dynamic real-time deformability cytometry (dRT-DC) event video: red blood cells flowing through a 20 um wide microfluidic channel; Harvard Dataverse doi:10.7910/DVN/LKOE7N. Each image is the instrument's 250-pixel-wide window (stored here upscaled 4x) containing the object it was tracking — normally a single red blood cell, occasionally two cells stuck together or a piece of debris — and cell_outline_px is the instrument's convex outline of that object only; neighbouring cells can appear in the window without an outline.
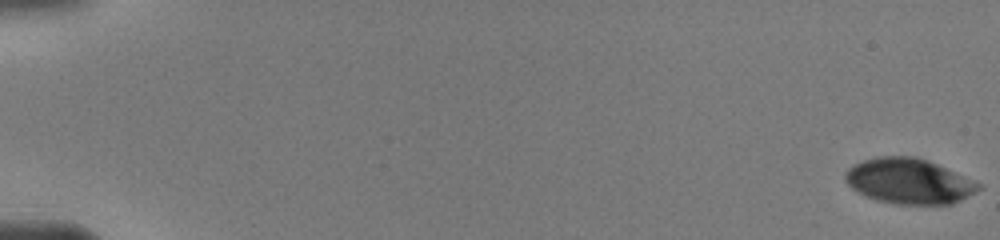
{"species": "human", "species_latin": "Homo sapiens", "temperature_condition": "warm", "stored_images_in_passage": 34, "camera_frame_rate_fps": 3000, "um_per_image_px": 0.085, "donor": {"sex": "male"}, "frame": {"image": 1, "passage_image": 1, "time_ms": 0.0, "image_size_px": [1000, 240], "cell_outline_px": [[984, 188], [952, 204], [896, 204], [876, 200], [852, 188], [844, 180], [844, 172], [852, 164], [876, 156], [916, 156], [976, 180], [984, 184]], "centroid_in_image_um": [77.29, 15.39], "position_along_channel_um": 7.7, "area_um2": 35.43}}
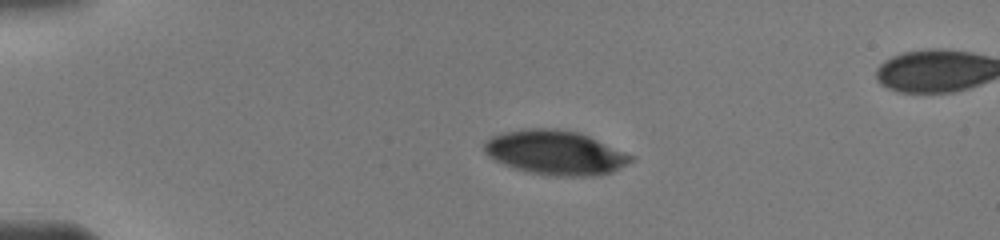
{"frame": {"image": 2, "passage_image": 29, "time_ms": 4.0, "image_size_px": [1000, 240], "cell_outline_px": [[632, 160], [612, 172], [596, 176], [552, 176], [528, 172], [504, 164], [488, 156], [484, 152], [484, 140], [488, 136], [504, 132], [528, 128], [552, 128], [580, 132], [632, 156]], "centroid_in_image_um": [47.14, 12.96], "position_along_channel_um": 37.9, "area_um2": 37.69}}
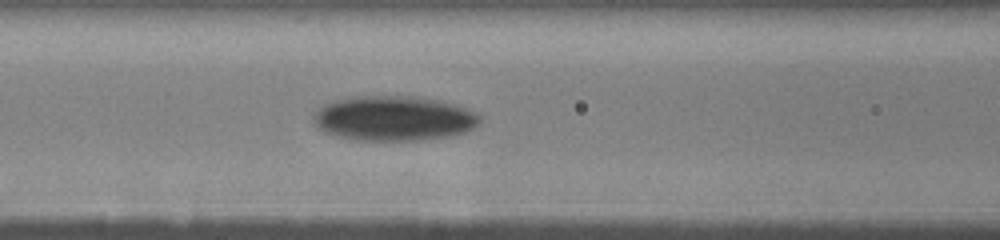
{"frame": {"image": 3, "passage_image": 34, "time_ms": 7.667, "image_size_px": [1000, 240], "cell_outline_px": [[480, 124], [464, 132], [452, 136], [420, 140], [352, 140], [336, 136], [324, 132], [316, 128], [312, 120], [312, 116], [324, 104], [336, 100], [356, 96], [424, 96], [440, 100], [476, 112], [480, 116]], "centroid_in_image_um": [33.45, 10.06], "position_along_channel_um": 133.1, "area_um2": 43.87}}